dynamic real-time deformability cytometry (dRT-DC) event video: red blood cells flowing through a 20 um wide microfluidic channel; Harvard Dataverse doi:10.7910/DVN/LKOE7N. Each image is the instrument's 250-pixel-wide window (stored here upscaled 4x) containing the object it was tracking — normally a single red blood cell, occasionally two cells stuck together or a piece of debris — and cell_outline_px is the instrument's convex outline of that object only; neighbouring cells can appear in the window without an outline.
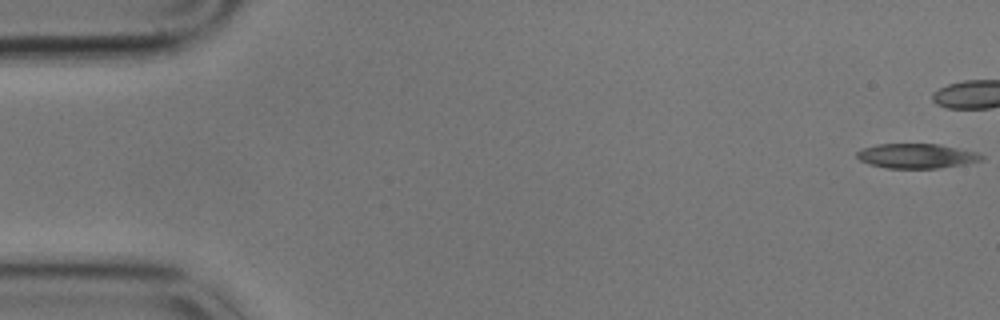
{"species": "common noctule bat (a hibernating species)", "species_latin": "Nyctalus noctula", "temperature_condition": "cold", "stored_images_in_passage": 45, "camera_frame_rate_fps": 3000, "um_per_image_px": 0.085, "animal": {"sex": "male", "body_mass_g": 17.9}, "frame": {"image": 1, "passage_image": 1, "time_ms": 0.0, "image_size_px": [1000, 320], "cell_outline_px": [[984, 160], [936, 168], [888, 168], [868, 164], [860, 160], [856, 156], [856, 152], [864, 148], [876, 144], [940, 144], [976, 152], [984, 156]], "centroid_in_image_um": [77.88, 13.25], "position_along_channel_um": 7.1, "area_um2": 17.74}}
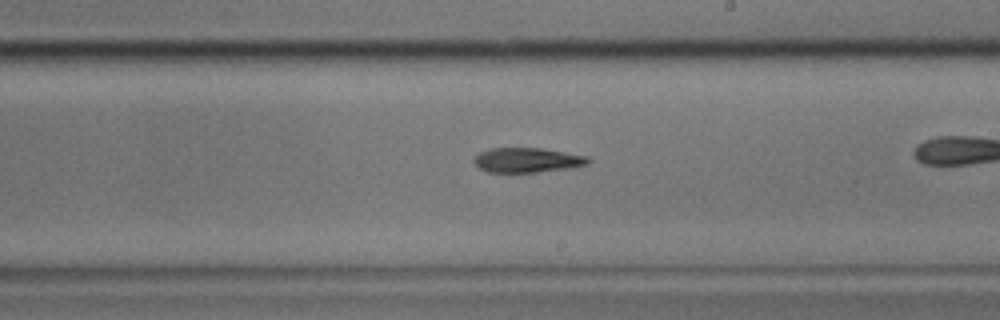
{"frame": {"image": 2, "passage_image": 33, "time_ms": 10.667, "image_size_px": [1000, 320], "cell_outline_px": [[592, 160], [588, 164], [572, 168], [536, 172], [488, 172], [480, 168], [472, 160], [480, 152], [492, 148], [540, 148], [588, 156]], "centroid_in_image_um": [44.85, 13.61], "position_along_channel_um": 244.1, "area_um2": 16.42}}
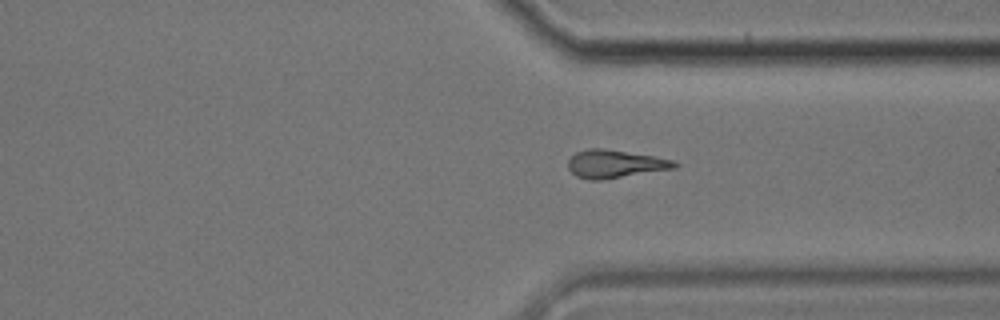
{"frame": {"image": 3, "passage_image": 43, "time_ms": 14.0, "image_size_px": [1000, 320], "cell_outline_px": [[680, 164], [676, 168], [600, 180], [588, 180], [576, 176], [568, 168], [568, 160], [576, 152], [588, 148], [604, 148], [676, 160]], "centroid_in_image_um": [52.28, 13.93], "position_along_channel_um": 359.1, "area_um2": 17.4}}